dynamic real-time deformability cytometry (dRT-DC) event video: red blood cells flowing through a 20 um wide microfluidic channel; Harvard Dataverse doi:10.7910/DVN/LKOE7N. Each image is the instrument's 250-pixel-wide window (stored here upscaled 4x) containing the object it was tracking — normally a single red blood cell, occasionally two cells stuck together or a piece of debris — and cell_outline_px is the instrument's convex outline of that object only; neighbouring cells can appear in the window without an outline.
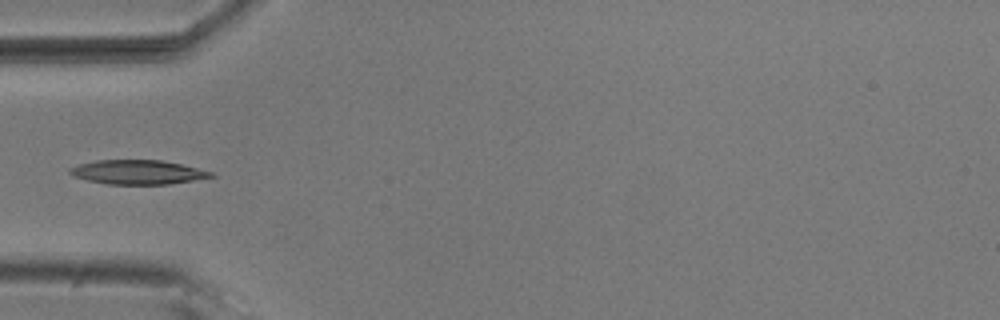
{"species": "common noctule bat (a hibernating species)", "species_latin": "Nyctalus noctula", "temperature_condition": "room temperature", "stored_images_in_passage": 5, "camera_frame_rate_fps": 3000, "um_per_image_px": 0.085, "animal": {"sex": "male", "body_mass_g": 20.5, "forearm_length_mm": 52.5}, "frame": {"image": 1, "passage_image": 4, "time_ms": 1.0, "image_size_px": [1000, 320], "cell_outline_px": [[216, 176], [168, 184], [108, 184], [88, 180], [72, 176], [68, 172], [68, 168], [80, 164], [96, 160], [160, 160], [180, 164], [212, 172]], "centroid_in_image_um": [11.65, 14.63], "position_along_channel_um": 73.3, "area_um2": 19.71}}
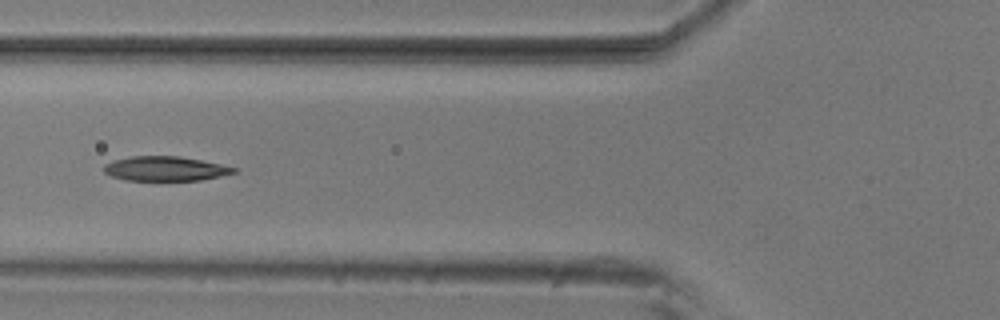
{"frame": {"image": 2, "passage_image": 5, "time_ms": 1.333, "image_size_px": [1000, 320], "cell_outline_px": [[236, 172], [220, 176], [200, 180], [124, 180], [112, 176], [104, 172], [104, 164], [112, 160], [132, 156], [180, 156], [220, 164], [236, 168]], "centroid_in_image_um": [14.01, 14.33], "position_along_channel_um": 111.8, "area_um2": 18.44}}